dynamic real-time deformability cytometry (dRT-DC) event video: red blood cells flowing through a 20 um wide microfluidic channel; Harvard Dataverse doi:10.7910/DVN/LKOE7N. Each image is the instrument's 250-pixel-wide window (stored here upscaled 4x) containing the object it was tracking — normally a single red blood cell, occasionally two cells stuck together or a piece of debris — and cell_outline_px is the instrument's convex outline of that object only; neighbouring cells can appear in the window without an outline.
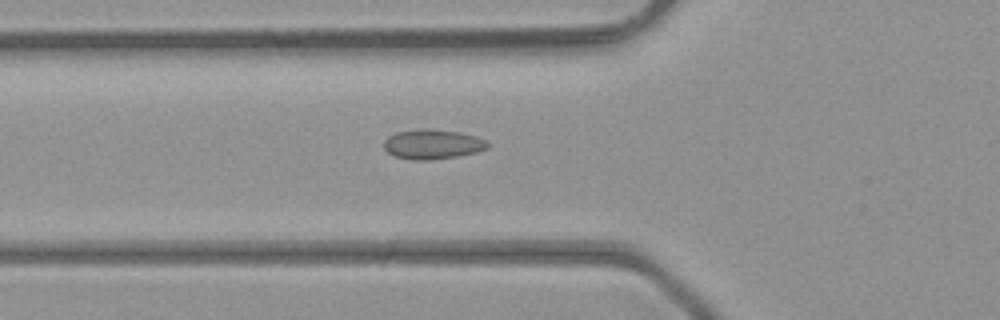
{"species": "common noctule bat (a hibernating species)", "species_latin": "Nyctalus noctula", "temperature_condition": "room temperature", "stored_images_in_passage": 32, "camera_frame_rate_fps": 3000, "um_per_image_px": 0.085, "animal": {"sex": "male", "body_mass_g": 23.1, "forearm_length_mm": 52.7}, "frame": {"image": 1, "passage_image": 2, "time_ms": 0.333, "image_size_px": [1000, 320], "cell_outline_px": [[488, 148], [476, 152], [456, 156], [428, 160], [412, 160], [396, 156], [388, 152], [384, 148], [384, 140], [388, 136], [396, 132], [460, 132], [476, 136], [484, 140], [488, 144]], "centroid_in_image_um": [36.77, 12.31], "position_along_channel_um": 89.0, "area_um2": 16.88}}
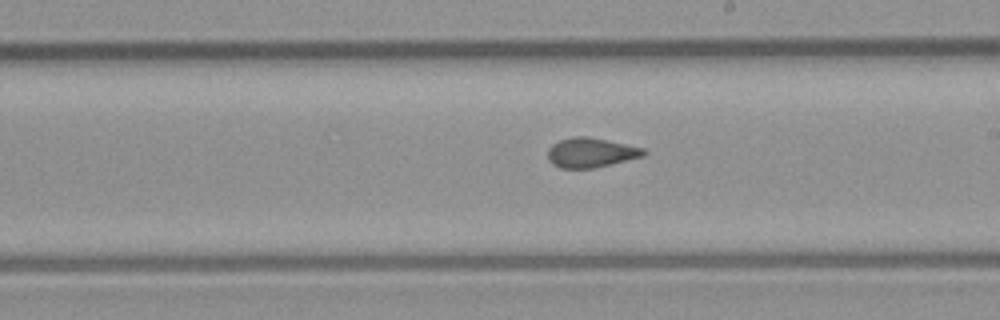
{"frame": {"image": 2, "passage_image": 12, "time_ms": 3.667, "image_size_px": [1000, 320], "cell_outline_px": [[648, 152], [644, 156], [592, 168], [560, 168], [552, 164], [548, 160], [548, 148], [552, 144], [560, 140], [576, 136], [588, 136], [644, 148]], "centroid_in_image_um": [50.21, 12.97], "position_along_channel_um": 238.8, "area_um2": 16.47}}
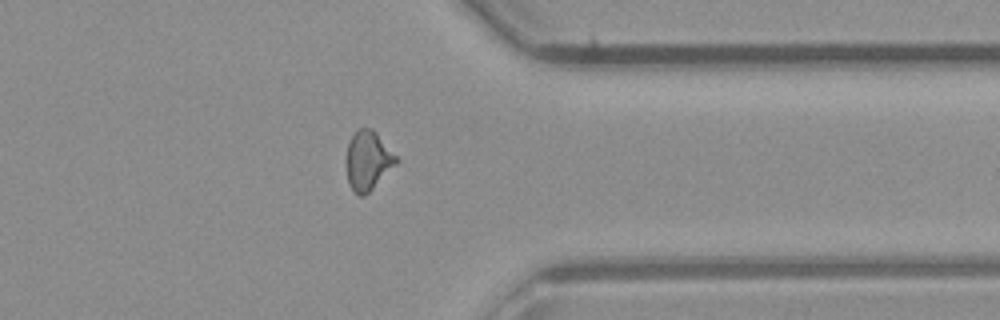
{"frame": {"image": 3, "passage_image": 22, "time_ms": 7.0, "image_size_px": [1000, 320], "cell_outline_px": [[400, 160], [364, 196], [360, 196], [352, 188], [348, 180], [344, 160], [348, 144], [356, 128], [372, 128], [376, 132]], "centroid_in_image_um": [31.25, 13.61], "position_along_channel_um": 380.2, "area_um2": 17.17}}